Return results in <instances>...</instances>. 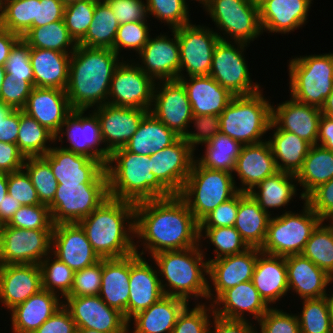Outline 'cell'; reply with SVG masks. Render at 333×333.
Segmentation results:
<instances>
[{
    "mask_svg": "<svg viewBox=\"0 0 333 333\" xmlns=\"http://www.w3.org/2000/svg\"><path fill=\"white\" fill-rule=\"evenodd\" d=\"M272 106V123L279 129L289 131L311 145L317 144L321 108L300 103L293 98Z\"/></svg>",
    "mask_w": 333,
    "mask_h": 333,
    "instance_id": "obj_29",
    "label": "cell"
},
{
    "mask_svg": "<svg viewBox=\"0 0 333 333\" xmlns=\"http://www.w3.org/2000/svg\"><path fill=\"white\" fill-rule=\"evenodd\" d=\"M208 305L197 303L194 308L187 305L179 314L171 333H209L210 316H214V311L212 304Z\"/></svg>",
    "mask_w": 333,
    "mask_h": 333,
    "instance_id": "obj_56",
    "label": "cell"
},
{
    "mask_svg": "<svg viewBox=\"0 0 333 333\" xmlns=\"http://www.w3.org/2000/svg\"><path fill=\"white\" fill-rule=\"evenodd\" d=\"M232 173L211 170L194 160L191 172L178 196L200 222L218 205L234 197L239 191Z\"/></svg>",
    "mask_w": 333,
    "mask_h": 333,
    "instance_id": "obj_7",
    "label": "cell"
},
{
    "mask_svg": "<svg viewBox=\"0 0 333 333\" xmlns=\"http://www.w3.org/2000/svg\"><path fill=\"white\" fill-rule=\"evenodd\" d=\"M21 36L0 27V68H4L14 45Z\"/></svg>",
    "mask_w": 333,
    "mask_h": 333,
    "instance_id": "obj_74",
    "label": "cell"
},
{
    "mask_svg": "<svg viewBox=\"0 0 333 333\" xmlns=\"http://www.w3.org/2000/svg\"><path fill=\"white\" fill-rule=\"evenodd\" d=\"M121 61L111 79L108 103L149 111L156 81L145 74L134 60Z\"/></svg>",
    "mask_w": 333,
    "mask_h": 333,
    "instance_id": "obj_16",
    "label": "cell"
},
{
    "mask_svg": "<svg viewBox=\"0 0 333 333\" xmlns=\"http://www.w3.org/2000/svg\"><path fill=\"white\" fill-rule=\"evenodd\" d=\"M333 178V151L320 145H312L304 159L302 168L296 174L298 185L302 186L303 200L317 187Z\"/></svg>",
    "mask_w": 333,
    "mask_h": 333,
    "instance_id": "obj_43",
    "label": "cell"
},
{
    "mask_svg": "<svg viewBox=\"0 0 333 333\" xmlns=\"http://www.w3.org/2000/svg\"><path fill=\"white\" fill-rule=\"evenodd\" d=\"M199 236V222L178 195L135 204V238L145 246L139 252L136 241L138 255L147 251L152 257L163 251L195 247L200 244Z\"/></svg>",
    "mask_w": 333,
    "mask_h": 333,
    "instance_id": "obj_1",
    "label": "cell"
},
{
    "mask_svg": "<svg viewBox=\"0 0 333 333\" xmlns=\"http://www.w3.org/2000/svg\"><path fill=\"white\" fill-rule=\"evenodd\" d=\"M96 1L77 0L65 5L63 20L70 36L78 43L93 20Z\"/></svg>",
    "mask_w": 333,
    "mask_h": 333,
    "instance_id": "obj_54",
    "label": "cell"
},
{
    "mask_svg": "<svg viewBox=\"0 0 333 333\" xmlns=\"http://www.w3.org/2000/svg\"><path fill=\"white\" fill-rule=\"evenodd\" d=\"M312 0H260L262 32L286 34L306 24Z\"/></svg>",
    "mask_w": 333,
    "mask_h": 333,
    "instance_id": "obj_31",
    "label": "cell"
},
{
    "mask_svg": "<svg viewBox=\"0 0 333 333\" xmlns=\"http://www.w3.org/2000/svg\"><path fill=\"white\" fill-rule=\"evenodd\" d=\"M260 252L258 248L249 247L242 253L208 261V276L213 288L208 283L207 300L212 304L225 290L252 281Z\"/></svg>",
    "mask_w": 333,
    "mask_h": 333,
    "instance_id": "obj_20",
    "label": "cell"
},
{
    "mask_svg": "<svg viewBox=\"0 0 333 333\" xmlns=\"http://www.w3.org/2000/svg\"><path fill=\"white\" fill-rule=\"evenodd\" d=\"M65 4L61 0H40L37 3L36 19L33 27H40L63 20Z\"/></svg>",
    "mask_w": 333,
    "mask_h": 333,
    "instance_id": "obj_69",
    "label": "cell"
},
{
    "mask_svg": "<svg viewBox=\"0 0 333 333\" xmlns=\"http://www.w3.org/2000/svg\"><path fill=\"white\" fill-rule=\"evenodd\" d=\"M204 8L217 30L221 29L220 32L224 31L223 35H227L225 38L219 32L222 41L250 44L263 33L259 5L254 0H210Z\"/></svg>",
    "mask_w": 333,
    "mask_h": 333,
    "instance_id": "obj_10",
    "label": "cell"
},
{
    "mask_svg": "<svg viewBox=\"0 0 333 333\" xmlns=\"http://www.w3.org/2000/svg\"><path fill=\"white\" fill-rule=\"evenodd\" d=\"M13 110L14 108L12 106H9L0 101V121L5 120Z\"/></svg>",
    "mask_w": 333,
    "mask_h": 333,
    "instance_id": "obj_78",
    "label": "cell"
},
{
    "mask_svg": "<svg viewBox=\"0 0 333 333\" xmlns=\"http://www.w3.org/2000/svg\"><path fill=\"white\" fill-rule=\"evenodd\" d=\"M119 24L147 22L148 12L144 0H105Z\"/></svg>",
    "mask_w": 333,
    "mask_h": 333,
    "instance_id": "obj_65",
    "label": "cell"
},
{
    "mask_svg": "<svg viewBox=\"0 0 333 333\" xmlns=\"http://www.w3.org/2000/svg\"><path fill=\"white\" fill-rule=\"evenodd\" d=\"M51 255L57 257L74 272L91 266L100 260L78 223L54 225Z\"/></svg>",
    "mask_w": 333,
    "mask_h": 333,
    "instance_id": "obj_24",
    "label": "cell"
},
{
    "mask_svg": "<svg viewBox=\"0 0 333 333\" xmlns=\"http://www.w3.org/2000/svg\"><path fill=\"white\" fill-rule=\"evenodd\" d=\"M130 255L102 259V278L99 297L109 306L119 310L128 321Z\"/></svg>",
    "mask_w": 333,
    "mask_h": 333,
    "instance_id": "obj_34",
    "label": "cell"
},
{
    "mask_svg": "<svg viewBox=\"0 0 333 333\" xmlns=\"http://www.w3.org/2000/svg\"><path fill=\"white\" fill-rule=\"evenodd\" d=\"M86 111L72 110L56 134L55 141L63 143L62 138L66 136L69 146L61 148L98 160L105 167L110 153L103 142L99 119L93 110L88 116Z\"/></svg>",
    "mask_w": 333,
    "mask_h": 333,
    "instance_id": "obj_13",
    "label": "cell"
},
{
    "mask_svg": "<svg viewBox=\"0 0 333 333\" xmlns=\"http://www.w3.org/2000/svg\"><path fill=\"white\" fill-rule=\"evenodd\" d=\"M301 254L333 278V222L326 225L322 221Z\"/></svg>",
    "mask_w": 333,
    "mask_h": 333,
    "instance_id": "obj_49",
    "label": "cell"
},
{
    "mask_svg": "<svg viewBox=\"0 0 333 333\" xmlns=\"http://www.w3.org/2000/svg\"><path fill=\"white\" fill-rule=\"evenodd\" d=\"M22 110L54 136L72 111L65 90L45 87H33Z\"/></svg>",
    "mask_w": 333,
    "mask_h": 333,
    "instance_id": "obj_27",
    "label": "cell"
},
{
    "mask_svg": "<svg viewBox=\"0 0 333 333\" xmlns=\"http://www.w3.org/2000/svg\"><path fill=\"white\" fill-rule=\"evenodd\" d=\"M43 158L50 164L58 184H108L105 167L84 155L52 147Z\"/></svg>",
    "mask_w": 333,
    "mask_h": 333,
    "instance_id": "obj_19",
    "label": "cell"
},
{
    "mask_svg": "<svg viewBox=\"0 0 333 333\" xmlns=\"http://www.w3.org/2000/svg\"><path fill=\"white\" fill-rule=\"evenodd\" d=\"M34 333H77V326L68 309L62 305Z\"/></svg>",
    "mask_w": 333,
    "mask_h": 333,
    "instance_id": "obj_68",
    "label": "cell"
},
{
    "mask_svg": "<svg viewBox=\"0 0 333 333\" xmlns=\"http://www.w3.org/2000/svg\"><path fill=\"white\" fill-rule=\"evenodd\" d=\"M248 45L244 42L220 40L213 52L209 75L234 96L253 95L262 91L260 84L252 81L243 54Z\"/></svg>",
    "mask_w": 333,
    "mask_h": 333,
    "instance_id": "obj_11",
    "label": "cell"
},
{
    "mask_svg": "<svg viewBox=\"0 0 333 333\" xmlns=\"http://www.w3.org/2000/svg\"><path fill=\"white\" fill-rule=\"evenodd\" d=\"M61 297L41 289L10 310L12 333H34L63 305Z\"/></svg>",
    "mask_w": 333,
    "mask_h": 333,
    "instance_id": "obj_35",
    "label": "cell"
},
{
    "mask_svg": "<svg viewBox=\"0 0 333 333\" xmlns=\"http://www.w3.org/2000/svg\"><path fill=\"white\" fill-rule=\"evenodd\" d=\"M297 182L295 174L278 171L261 181L248 194L272 216L268 209L285 207L291 200L293 201L292 198L296 196L298 190Z\"/></svg>",
    "mask_w": 333,
    "mask_h": 333,
    "instance_id": "obj_42",
    "label": "cell"
},
{
    "mask_svg": "<svg viewBox=\"0 0 333 333\" xmlns=\"http://www.w3.org/2000/svg\"><path fill=\"white\" fill-rule=\"evenodd\" d=\"M288 290L301 300L322 298L328 295L327 286L333 278L302 254L285 257Z\"/></svg>",
    "mask_w": 333,
    "mask_h": 333,
    "instance_id": "obj_32",
    "label": "cell"
},
{
    "mask_svg": "<svg viewBox=\"0 0 333 333\" xmlns=\"http://www.w3.org/2000/svg\"><path fill=\"white\" fill-rule=\"evenodd\" d=\"M173 30L179 44L180 78L209 75L215 46L221 40L219 33L191 22ZM184 70L186 76L182 74Z\"/></svg>",
    "mask_w": 333,
    "mask_h": 333,
    "instance_id": "obj_14",
    "label": "cell"
},
{
    "mask_svg": "<svg viewBox=\"0 0 333 333\" xmlns=\"http://www.w3.org/2000/svg\"><path fill=\"white\" fill-rule=\"evenodd\" d=\"M4 69L7 75L22 78L34 87L30 47L22 38L12 48Z\"/></svg>",
    "mask_w": 333,
    "mask_h": 333,
    "instance_id": "obj_59",
    "label": "cell"
},
{
    "mask_svg": "<svg viewBox=\"0 0 333 333\" xmlns=\"http://www.w3.org/2000/svg\"><path fill=\"white\" fill-rule=\"evenodd\" d=\"M146 261L136 252L130 254L128 322L164 296L158 269H153Z\"/></svg>",
    "mask_w": 333,
    "mask_h": 333,
    "instance_id": "obj_25",
    "label": "cell"
},
{
    "mask_svg": "<svg viewBox=\"0 0 333 333\" xmlns=\"http://www.w3.org/2000/svg\"><path fill=\"white\" fill-rule=\"evenodd\" d=\"M180 136L148 113L125 148L139 155H152L175 143Z\"/></svg>",
    "mask_w": 333,
    "mask_h": 333,
    "instance_id": "obj_40",
    "label": "cell"
},
{
    "mask_svg": "<svg viewBox=\"0 0 333 333\" xmlns=\"http://www.w3.org/2000/svg\"><path fill=\"white\" fill-rule=\"evenodd\" d=\"M53 230L21 229L3 225L0 265L37 264L51 253Z\"/></svg>",
    "mask_w": 333,
    "mask_h": 333,
    "instance_id": "obj_15",
    "label": "cell"
},
{
    "mask_svg": "<svg viewBox=\"0 0 333 333\" xmlns=\"http://www.w3.org/2000/svg\"><path fill=\"white\" fill-rule=\"evenodd\" d=\"M33 86L26 80L10 75L5 76L1 90L0 101L14 109H23Z\"/></svg>",
    "mask_w": 333,
    "mask_h": 333,
    "instance_id": "obj_64",
    "label": "cell"
},
{
    "mask_svg": "<svg viewBox=\"0 0 333 333\" xmlns=\"http://www.w3.org/2000/svg\"><path fill=\"white\" fill-rule=\"evenodd\" d=\"M156 85L149 113L183 137L193 117L185 87L179 80L158 81Z\"/></svg>",
    "mask_w": 333,
    "mask_h": 333,
    "instance_id": "obj_18",
    "label": "cell"
},
{
    "mask_svg": "<svg viewBox=\"0 0 333 333\" xmlns=\"http://www.w3.org/2000/svg\"><path fill=\"white\" fill-rule=\"evenodd\" d=\"M317 145L333 151V117L321 115Z\"/></svg>",
    "mask_w": 333,
    "mask_h": 333,
    "instance_id": "obj_73",
    "label": "cell"
},
{
    "mask_svg": "<svg viewBox=\"0 0 333 333\" xmlns=\"http://www.w3.org/2000/svg\"><path fill=\"white\" fill-rule=\"evenodd\" d=\"M199 235L200 242L201 239L205 238L215 246V258L210 260L208 259L207 261H212L224 256L239 254L249 248L234 226L199 228Z\"/></svg>",
    "mask_w": 333,
    "mask_h": 333,
    "instance_id": "obj_53",
    "label": "cell"
},
{
    "mask_svg": "<svg viewBox=\"0 0 333 333\" xmlns=\"http://www.w3.org/2000/svg\"><path fill=\"white\" fill-rule=\"evenodd\" d=\"M78 224L100 259L135 252V204L109 197Z\"/></svg>",
    "mask_w": 333,
    "mask_h": 333,
    "instance_id": "obj_3",
    "label": "cell"
},
{
    "mask_svg": "<svg viewBox=\"0 0 333 333\" xmlns=\"http://www.w3.org/2000/svg\"><path fill=\"white\" fill-rule=\"evenodd\" d=\"M25 156L18 145L0 141V173H12L23 169Z\"/></svg>",
    "mask_w": 333,
    "mask_h": 333,
    "instance_id": "obj_70",
    "label": "cell"
},
{
    "mask_svg": "<svg viewBox=\"0 0 333 333\" xmlns=\"http://www.w3.org/2000/svg\"><path fill=\"white\" fill-rule=\"evenodd\" d=\"M304 201L323 222H333V178L314 189Z\"/></svg>",
    "mask_w": 333,
    "mask_h": 333,
    "instance_id": "obj_67",
    "label": "cell"
},
{
    "mask_svg": "<svg viewBox=\"0 0 333 333\" xmlns=\"http://www.w3.org/2000/svg\"><path fill=\"white\" fill-rule=\"evenodd\" d=\"M187 305L189 303L184 299L164 295L129 320L128 323L134 321V330L129 333H171L179 314Z\"/></svg>",
    "mask_w": 333,
    "mask_h": 333,
    "instance_id": "obj_38",
    "label": "cell"
},
{
    "mask_svg": "<svg viewBox=\"0 0 333 333\" xmlns=\"http://www.w3.org/2000/svg\"><path fill=\"white\" fill-rule=\"evenodd\" d=\"M8 194L22 206L41 204L36 189L24 169L7 174Z\"/></svg>",
    "mask_w": 333,
    "mask_h": 333,
    "instance_id": "obj_63",
    "label": "cell"
},
{
    "mask_svg": "<svg viewBox=\"0 0 333 333\" xmlns=\"http://www.w3.org/2000/svg\"><path fill=\"white\" fill-rule=\"evenodd\" d=\"M50 255L39 264L42 289L60 295L64 300L71 291L75 272L57 257L50 259Z\"/></svg>",
    "mask_w": 333,
    "mask_h": 333,
    "instance_id": "obj_50",
    "label": "cell"
},
{
    "mask_svg": "<svg viewBox=\"0 0 333 333\" xmlns=\"http://www.w3.org/2000/svg\"><path fill=\"white\" fill-rule=\"evenodd\" d=\"M21 206L16 199L7 194L0 204V222L3 225L7 224Z\"/></svg>",
    "mask_w": 333,
    "mask_h": 333,
    "instance_id": "obj_75",
    "label": "cell"
},
{
    "mask_svg": "<svg viewBox=\"0 0 333 333\" xmlns=\"http://www.w3.org/2000/svg\"><path fill=\"white\" fill-rule=\"evenodd\" d=\"M77 333H104V332H99L94 329H87V328H77Z\"/></svg>",
    "mask_w": 333,
    "mask_h": 333,
    "instance_id": "obj_80",
    "label": "cell"
},
{
    "mask_svg": "<svg viewBox=\"0 0 333 333\" xmlns=\"http://www.w3.org/2000/svg\"><path fill=\"white\" fill-rule=\"evenodd\" d=\"M297 315L300 333H333V310L328 296L304 299Z\"/></svg>",
    "mask_w": 333,
    "mask_h": 333,
    "instance_id": "obj_48",
    "label": "cell"
},
{
    "mask_svg": "<svg viewBox=\"0 0 333 333\" xmlns=\"http://www.w3.org/2000/svg\"><path fill=\"white\" fill-rule=\"evenodd\" d=\"M239 208V192L221 203L199 222V228H217L234 226Z\"/></svg>",
    "mask_w": 333,
    "mask_h": 333,
    "instance_id": "obj_66",
    "label": "cell"
},
{
    "mask_svg": "<svg viewBox=\"0 0 333 333\" xmlns=\"http://www.w3.org/2000/svg\"><path fill=\"white\" fill-rule=\"evenodd\" d=\"M20 125V109H14L11 114L0 121V141L17 144Z\"/></svg>",
    "mask_w": 333,
    "mask_h": 333,
    "instance_id": "obj_72",
    "label": "cell"
},
{
    "mask_svg": "<svg viewBox=\"0 0 333 333\" xmlns=\"http://www.w3.org/2000/svg\"><path fill=\"white\" fill-rule=\"evenodd\" d=\"M8 194L7 174L0 173V204Z\"/></svg>",
    "mask_w": 333,
    "mask_h": 333,
    "instance_id": "obj_77",
    "label": "cell"
},
{
    "mask_svg": "<svg viewBox=\"0 0 333 333\" xmlns=\"http://www.w3.org/2000/svg\"><path fill=\"white\" fill-rule=\"evenodd\" d=\"M108 198V184H58L48 205L52 222L78 223Z\"/></svg>",
    "mask_w": 333,
    "mask_h": 333,
    "instance_id": "obj_12",
    "label": "cell"
},
{
    "mask_svg": "<svg viewBox=\"0 0 333 333\" xmlns=\"http://www.w3.org/2000/svg\"><path fill=\"white\" fill-rule=\"evenodd\" d=\"M150 158L152 173L173 195H178L191 172L194 151L180 137L172 145L150 155Z\"/></svg>",
    "mask_w": 333,
    "mask_h": 333,
    "instance_id": "obj_22",
    "label": "cell"
},
{
    "mask_svg": "<svg viewBox=\"0 0 333 333\" xmlns=\"http://www.w3.org/2000/svg\"><path fill=\"white\" fill-rule=\"evenodd\" d=\"M48 142L55 143V136L20 109L17 145L25 158L46 155L52 148Z\"/></svg>",
    "mask_w": 333,
    "mask_h": 333,
    "instance_id": "obj_47",
    "label": "cell"
},
{
    "mask_svg": "<svg viewBox=\"0 0 333 333\" xmlns=\"http://www.w3.org/2000/svg\"><path fill=\"white\" fill-rule=\"evenodd\" d=\"M202 248L200 242L195 247L163 251L152 256L155 266L159 267L158 273L162 278L160 284L164 295L178 297L188 303L190 298L197 301L200 297L207 299L209 280L205 276H208V261L205 260L207 258L204 254L206 247Z\"/></svg>",
    "mask_w": 333,
    "mask_h": 333,
    "instance_id": "obj_5",
    "label": "cell"
},
{
    "mask_svg": "<svg viewBox=\"0 0 333 333\" xmlns=\"http://www.w3.org/2000/svg\"><path fill=\"white\" fill-rule=\"evenodd\" d=\"M72 53L30 48L34 87L66 90Z\"/></svg>",
    "mask_w": 333,
    "mask_h": 333,
    "instance_id": "obj_37",
    "label": "cell"
},
{
    "mask_svg": "<svg viewBox=\"0 0 333 333\" xmlns=\"http://www.w3.org/2000/svg\"><path fill=\"white\" fill-rule=\"evenodd\" d=\"M214 315L229 320H246L245 313L258 321L271 307L260 296L252 281L225 290L213 303Z\"/></svg>",
    "mask_w": 333,
    "mask_h": 333,
    "instance_id": "obj_30",
    "label": "cell"
},
{
    "mask_svg": "<svg viewBox=\"0 0 333 333\" xmlns=\"http://www.w3.org/2000/svg\"><path fill=\"white\" fill-rule=\"evenodd\" d=\"M63 305L70 312L77 328L104 333H128L130 324L124 314L109 307L99 295L67 296Z\"/></svg>",
    "mask_w": 333,
    "mask_h": 333,
    "instance_id": "obj_17",
    "label": "cell"
},
{
    "mask_svg": "<svg viewBox=\"0 0 333 333\" xmlns=\"http://www.w3.org/2000/svg\"><path fill=\"white\" fill-rule=\"evenodd\" d=\"M269 130L274 131L268 142L278 170L296 175L312 145L292 132L279 130L273 123Z\"/></svg>",
    "mask_w": 333,
    "mask_h": 333,
    "instance_id": "obj_41",
    "label": "cell"
},
{
    "mask_svg": "<svg viewBox=\"0 0 333 333\" xmlns=\"http://www.w3.org/2000/svg\"><path fill=\"white\" fill-rule=\"evenodd\" d=\"M42 289L37 264L0 265V303L9 311Z\"/></svg>",
    "mask_w": 333,
    "mask_h": 333,
    "instance_id": "obj_26",
    "label": "cell"
},
{
    "mask_svg": "<svg viewBox=\"0 0 333 333\" xmlns=\"http://www.w3.org/2000/svg\"><path fill=\"white\" fill-rule=\"evenodd\" d=\"M23 169L29 175L40 203L48 206L53 201L58 186L50 164L43 157H28Z\"/></svg>",
    "mask_w": 333,
    "mask_h": 333,
    "instance_id": "obj_51",
    "label": "cell"
},
{
    "mask_svg": "<svg viewBox=\"0 0 333 333\" xmlns=\"http://www.w3.org/2000/svg\"><path fill=\"white\" fill-rule=\"evenodd\" d=\"M188 78L178 80L186 89L193 115L219 116L234 97L210 75Z\"/></svg>",
    "mask_w": 333,
    "mask_h": 333,
    "instance_id": "obj_33",
    "label": "cell"
},
{
    "mask_svg": "<svg viewBox=\"0 0 333 333\" xmlns=\"http://www.w3.org/2000/svg\"><path fill=\"white\" fill-rule=\"evenodd\" d=\"M252 282L270 307L280 301L289 292L285 257L260 252Z\"/></svg>",
    "mask_w": 333,
    "mask_h": 333,
    "instance_id": "obj_36",
    "label": "cell"
},
{
    "mask_svg": "<svg viewBox=\"0 0 333 333\" xmlns=\"http://www.w3.org/2000/svg\"><path fill=\"white\" fill-rule=\"evenodd\" d=\"M148 16L152 15L171 30L190 23L189 8L186 0H145Z\"/></svg>",
    "mask_w": 333,
    "mask_h": 333,
    "instance_id": "obj_55",
    "label": "cell"
},
{
    "mask_svg": "<svg viewBox=\"0 0 333 333\" xmlns=\"http://www.w3.org/2000/svg\"><path fill=\"white\" fill-rule=\"evenodd\" d=\"M271 215L248 194L239 192V208L234 228L248 247L261 249Z\"/></svg>",
    "mask_w": 333,
    "mask_h": 333,
    "instance_id": "obj_39",
    "label": "cell"
},
{
    "mask_svg": "<svg viewBox=\"0 0 333 333\" xmlns=\"http://www.w3.org/2000/svg\"><path fill=\"white\" fill-rule=\"evenodd\" d=\"M146 22H132L119 24L113 50L120 55L121 49H129L139 53L147 44L150 34Z\"/></svg>",
    "mask_w": 333,
    "mask_h": 333,
    "instance_id": "obj_58",
    "label": "cell"
},
{
    "mask_svg": "<svg viewBox=\"0 0 333 333\" xmlns=\"http://www.w3.org/2000/svg\"><path fill=\"white\" fill-rule=\"evenodd\" d=\"M303 202L301 213L285 211L280 216H271L261 252L282 257L303 252L312 232L322 222L310 206Z\"/></svg>",
    "mask_w": 333,
    "mask_h": 333,
    "instance_id": "obj_9",
    "label": "cell"
},
{
    "mask_svg": "<svg viewBox=\"0 0 333 333\" xmlns=\"http://www.w3.org/2000/svg\"><path fill=\"white\" fill-rule=\"evenodd\" d=\"M105 170L111 198L136 204L173 196L152 173L148 155L129 152L125 147L117 149L110 154Z\"/></svg>",
    "mask_w": 333,
    "mask_h": 333,
    "instance_id": "obj_4",
    "label": "cell"
},
{
    "mask_svg": "<svg viewBox=\"0 0 333 333\" xmlns=\"http://www.w3.org/2000/svg\"><path fill=\"white\" fill-rule=\"evenodd\" d=\"M260 333H300L297 314L271 307L258 321Z\"/></svg>",
    "mask_w": 333,
    "mask_h": 333,
    "instance_id": "obj_61",
    "label": "cell"
},
{
    "mask_svg": "<svg viewBox=\"0 0 333 333\" xmlns=\"http://www.w3.org/2000/svg\"><path fill=\"white\" fill-rule=\"evenodd\" d=\"M6 225L28 230L54 228L49 207L45 204L21 206Z\"/></svg>",
    "mask_w": 333,
    "mask_h": 333,
    "instance_id": "obj_57",
    "label": "cell"
},
{
    "mask_svg": "<svg viewBox=\"0 0 333 333\" xmlns=\"http://www.w3.org/2000/svg\"><path fill=\"white\" fill-rule=\"evenodd\" d=\"M37 3H40V0H6L0 27L22 37L33 27Z\"/></svg>",
    "mask_w": 333,
    "mask_h": 333,
    "instance_id": "obj_52",
    "label": "cell"
},
{
    "mask_svg": "<svg viewBox=\"0 0 333 333\" xmlns=\"http://www.w3.org/2000/svg\"><path fill=\"white\" fill-rule=\"evenodd\" d=\"M170 36L161 34L149 38L138 53L141 70L157 81L178 80L180 78V52L176 32ZM141 57V58H140Z\"/></svg>",
    "mask_w": 333,
    "mask_h": 333,
    "instance_id": "obj_21",
    "label": "cell"
},
{
    "mask_svg": "<svg viewBox=\"0 0 333 333\" xmlns=\"http://www.w3.org/2000/svg\"><path fill=\"white\" fill-rule=\"evenodd\" d=\"M269 142L244 145L236 159L233 175L240 179L239 192L249 193L265 178L278 172Z\"/></svg>",
    "mask_w": 333,
    "mask_h": 333,
    "instance_id": "obj_28",
    "label": "cell"
},
{
    "mask_svg": "<svg viewBox=\"0 0 333 333\" xmlns=\"http://www.w3.org/2000/svg\"><path fill=\"white\" fill-rule=\"evenodd\" d=\"M258 92L234 96L219 115L220 132L243 146L264 141L262 137L272 123L271 102Z\"/></svg>",
    "mask_w": 333,
    "mask_h": 333,
    "instance_id": "obj_6",
    "label": "cell"
},
{
    "mask_svg": "<svg viewBox=\"0 0 333 333\" xmlns=\"http://www.w3.org/2000/svg\"><path fill=\"white\" fill-rule=\"evenodd\" d=\"M5 5H6V0H0V24L4 16Z\"/></svg>",
    "mask_w": 333,
    "mask_h": 333,
    "instance_id": "obj_79",
    "label": "cell"
},
{
    "mask_svg": "<svg viewBox=\"0 0 333 333\" xmlns=\"http://www.w3.org/2000/svg\"><path fill=\"white\" fill-rule=\"evenodd\" d=\"M21 38L30 48L56 50L62 53H72L77 46L65 26L64 20L32 27Z\"/></svg>",
    "mask_w": 333,
    "mask_h": 333,
    "instance_id": "obj_45",
    "label": "cell"
},
{
    "mask_svg": "<svg viewBox=\"0 0 333 333\" xmlns=\"http://www.w3.org/2000/svg\"><path fill=\"white\" fill-rule=\"evenodd\" d=\"M288 66L290 97L321 108L333 91V53L296 57Z\"/></svg>",
    "mask_w": 333,
    "mask_h": 333,
    "instance_id": "obj_8",
    "label": "cell"
},
{
    "mask_svg": "<svg viewBox=\"0 0 333 333\" xmlns=\"http://www.w3.org/2000/svg\"><path fill=\"white\" fill-rule=\"evenodd\" d=\"M118 28L119 23L108 4L105 1L97 2L93 20L86 35L77 44L112 49Z\"/></svg>",
    "mask_w": 333,
    "mask_h": 333,
    "instance_id": "obj_46",
    "label": "cell"
},
{
    "mask_svg": "<svg viewBox=\"0 0 333 333\" xmlns=\"http://www.w3.org/2000/svg\"><path fill=\"white\" fill-rule=\"evenodd\" d=\"M113 49L78 45L70 57L66 94L72 110L108 103L111 79L120 57Z\"/></svg>",
    "mask_w": 333,
    "mask_h": 333,
    "instance_id": "obj_2",
    "label": "cell"
},
{
    "mask_svg": "<svg viewBox=\"0 0 333 333\" xmlns=\"http://www.w3.org/2000/svg\"><path fill=\"white\" fill-rule=\"evenodd\" d=\"M102 278V259L74 273L73 284L68 296L99 295Z\"/></svg>",
    "mask_w": 333,
    "mask_h": 333,
    "instance_id": "obj_62",
    "label": "cell"
},
{
    "mask_svg": "<svg viewBox=\"0 0 333 333\" xmlns=\"http://www.w3.org/2000/svg\"><path fill=\"white\" fill-rule=\"evenodd\" d=\"M209 325V333H260L256 330V325L247 320H229L214 315ZM214 325V326H212ZM214 327L211 330V327ZM255 327V328H254Z\"/></svg>",
    "mask_w": 333,
    "mask_h": 333,
    "instance_id": "obj_71",
    "label": "cell"
},
{
    "mask_svg": "<svg viewBox=\"0 0 333 333\" xmlns=\"http://www.w3.org/2000/svg\"><path fill=\"white\" fill-rule=\"evenodd\" d=\"M321 112L324 115L333 117V91L326 98L324 105L321 107Z\"/></svg>",
    "mask_w": 333,
    "mask_h": 333,
    "instance_id": "obj_76",
    "label": "cell"
},
{
    "mask_svg": "<svg viewBox=\"0 0 333 333\" xmlns=\"http://www.w3.org/2000/svg\"><path fill=\"white\" fill-rule=\"evenodd\" d=\"M192 122L197 132L187 130L182 138L195 152L197 145L207 144L220 132V122L217 115H193L189 127Z\"/></svg>",
    "mask_w": 333,
    "mask_h": 333,
    "instance_id": "obj_60",
    "label": "cell"
},
{
    "mask_svg": "<svg viewBox=\"0 0 333 333\" xmlns=\"http://www.w3.org/2000/svg\"><path fill=\"white\" fill-rule=\"evenodd\" d=\"M93 109L100 122L103 142L110 154L126 146L138 130L142 119L149 113L145 109L115 106L109 103Z\"/></svg>",
    "mask_w": 333,
    "mask_h": 333,
    "instance_id": "obj_23",
    "label": "cell"
},
{
    "mask_svg": "<svg viewBox=\"0 0 333 333\" xmlns=\"http://www.w3.org/2000/svg\"><path fill=\"white\" fill-rule=\"evenodd\" d=\"M242 147L238 141L219 132L205 144V154L200 158L195 156V160L205 168L233 174Z\"/></svg>",
    "mask_w": 333,
    "mask_h": 333,
    "instance_id": "obj_44",
    "label": "cell"
}]
</instances>
